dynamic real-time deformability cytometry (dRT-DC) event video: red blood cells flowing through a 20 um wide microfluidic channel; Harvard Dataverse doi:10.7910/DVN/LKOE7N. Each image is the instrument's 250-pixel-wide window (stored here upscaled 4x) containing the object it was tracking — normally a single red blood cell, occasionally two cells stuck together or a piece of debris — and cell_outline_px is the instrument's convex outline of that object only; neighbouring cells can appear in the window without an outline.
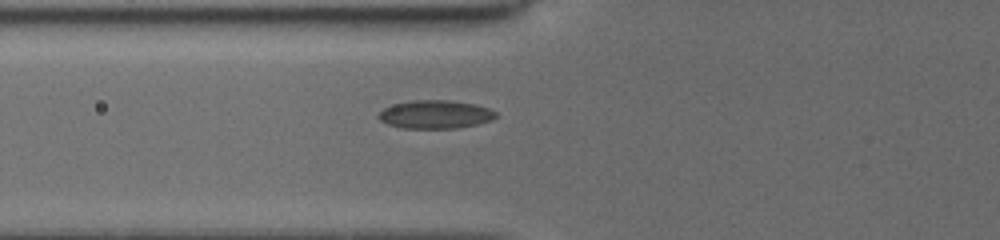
{"species": "common noctule bat (a hibernating species)", "species_latin": "Nyctalus noctula", "temperature_condition": "cold", "stored_images_in_passage": 30, "camera_frame_rate_fps": 3000, "um_per_image_px": 0.085, "animal": {"sex": "female", "body_mass_g": 19.5, "forearm_length_mm": 54.1}, "frame": {"image": 1, "passage_image": 2, "time_ms": 0.333, "image_size_px": [1000, 240], "cell_outline_px": [[496, 116], [492, 120], [476, 124], [456, 128], [404, 128], [388, 124], [380, 120], [376, 116], [384, 108], [396, 104], [412, 100], [448, 100], [476, 104], [488, 108], [496, 112]], "centroid_in_image_um": [37.0, 9.72], "position_along_channel_um": 88.8, "area_um2": 19.19}}
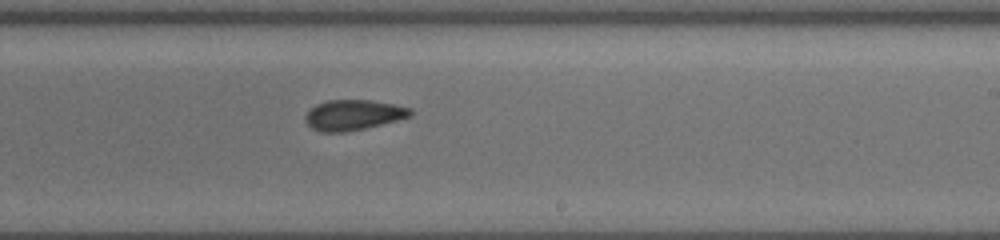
{"frame": {"image": 2, "passage_image": 13, "time_ms": 4.667, "image_size_px": [1000, 240], "cell_outline_px": [[412, 116], [364, 128], [344, 132], [320, 132], [312, 128], [304, 120], [304, 116], [316, 104], [328, 100], [372, 100], [412, 108]], "centroid_in_image_um": [30.02, 9.77], "position_along_channel_um": 259.0, "area_um2": 18.44}}
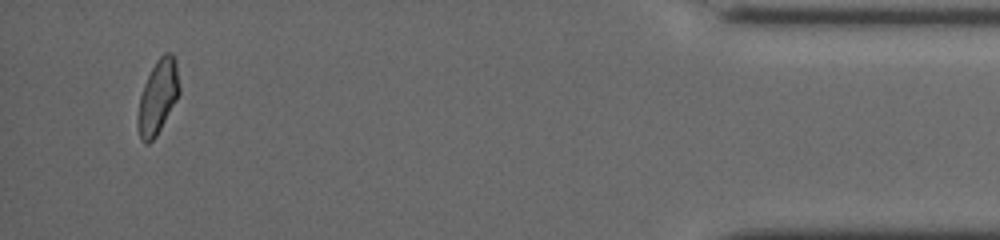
{"frame": {"image": 3, "passage_image": 28, "time_ms": 10.333, "image_size_px": [1000, 240], "cell_outline_px": [[180, 92], [176, 100], [156, 136], [148, 144], [144, 144], [140, 140], [136, 124], [140, 96], [144, 84], [156, 60], [164, 52], [172, 52], [176, 60], [180, 88]], "centroid_in_image_um": [13.41, 8.24], "position_along_channel_um": 421.8, "area_um2": 17.98}, "authors_computed_cell_mechanics": {"area_um2": 18.3226, "velocity_mm_per_s": 3.9329, "shape_relaxation_time_tau1_ms": 4.6798, "shape_relaxation_time_tau2_ms": 2.3297, "deformation_change_tau1": 0.0864, "deformation_change_tau2": 0.0801}}